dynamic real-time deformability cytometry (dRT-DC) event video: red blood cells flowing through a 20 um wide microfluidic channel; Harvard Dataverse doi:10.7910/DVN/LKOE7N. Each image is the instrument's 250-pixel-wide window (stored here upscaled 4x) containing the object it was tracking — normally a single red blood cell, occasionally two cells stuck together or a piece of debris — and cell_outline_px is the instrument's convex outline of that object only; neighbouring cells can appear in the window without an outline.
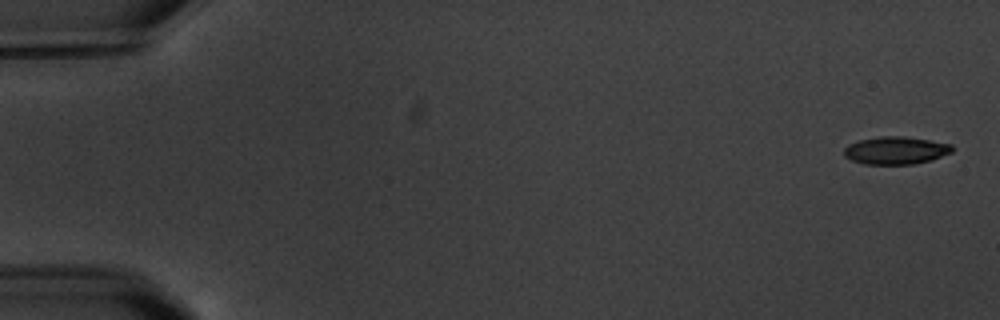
{"species": "common noctule bat (a hibernating species)", "species_latin": "Nyctalus noctula", "temperature_condition": "warm", "stored_images_in_passage": 6, "camera_frame_rate_fps": 3000, "um_per_image_px": 0.085, "animal": {"sex": "male", "body_mass_g": 20.1, "forearm_length_mm": 53.5}, "frame": {"image": 1, "passage_image": 1, "time_ms": 0.0, "image_size_px": [1000, 320], "cell_outline_px": [[952, 152], [932, 160], [912, 164], [864, 164], [852, 160], [844, 156], [844, 148], [848, 144], [860, 140], [880, 136], [904, 136], [952, 144]], "centroid_in_image_um": [76.13, 12.78], "position_along_channel_um": 8.9, "area_um2": 17.4}}